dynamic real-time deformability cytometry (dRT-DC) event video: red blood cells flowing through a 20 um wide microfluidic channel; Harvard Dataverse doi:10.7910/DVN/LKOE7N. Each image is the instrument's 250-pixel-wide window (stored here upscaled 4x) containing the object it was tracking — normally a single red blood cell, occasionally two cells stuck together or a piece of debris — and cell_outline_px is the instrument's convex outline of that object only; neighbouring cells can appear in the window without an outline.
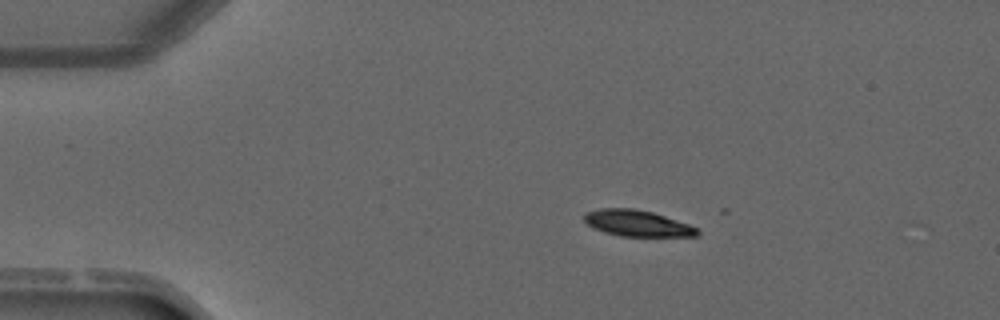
{"species": "common noctule bat (a hibernating species)", "species_latin": "Nyctalus noctula", "temperature_condition": "warm", "stored_images_in_passage": 3, "segment_of_instrument_passage": [1, 2], "camera_frame_rate_fps": 3000, "um_per_image_px": 0.085, "animal": {"sex": "male", "forearm_length_mm": 52.5}, "frame": {"image": 1, "passage_image": 1, "time_ms": 0.0, "image_size_px": [1000, 320], "cell_outline_px": [[700, 232], [696, 236], [620, 236], [604, 232], [588, 224], [584, 220], [584, 212], [600, 208], [632, 208], [652, 212], [688, 224], [696, 228]], "centroid_in_image_um": [54.13, 18.97], "position_along_channel_um": 30.9, "area_um2": 17.05}}